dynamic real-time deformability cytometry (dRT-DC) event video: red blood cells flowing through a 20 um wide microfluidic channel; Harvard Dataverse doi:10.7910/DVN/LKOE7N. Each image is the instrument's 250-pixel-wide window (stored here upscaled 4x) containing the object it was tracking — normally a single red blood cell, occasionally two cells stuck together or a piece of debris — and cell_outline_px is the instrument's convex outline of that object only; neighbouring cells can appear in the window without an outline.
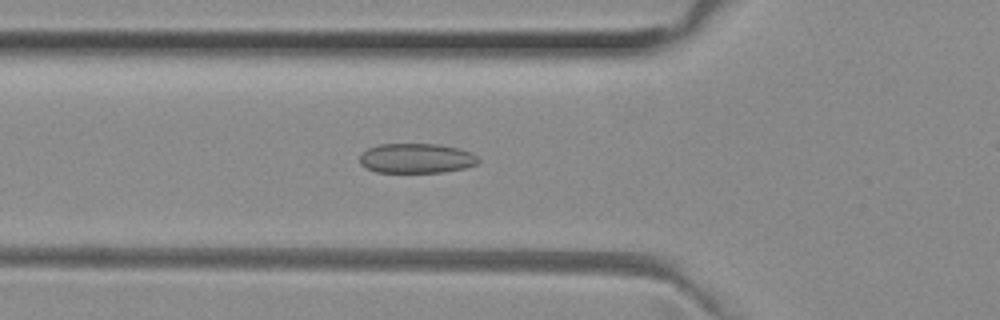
{"species": "common noctule bat (a hibernating species)", "species_latin": "Nyctalus noctula", "temperature_condition": "room temperature", "stored_images_in_passage": 42, "camera_frame_rate_fps": 3000, "um_per_image_px": 0.085, "animal": {"sex": "female", "body_mass_g": 29.2, "forearm_length_mm": 56.3}, "frame": {"image": 1, "passage_image": 18, "time_ms": 5.667, "image_size_px": [1000, 320], "cell_outline_px": [[480, 160], [476, 164], [464, 168], [444, 172], [376, 172], [364, 168], [360, 164], [360, 156], [368, 148], [376, 144], [440, 144], [472, 152]], "centroid_in_image_um": [35.37, 13.45], "position_along_channel_um": 90.4, "area_um2": 20.63}}
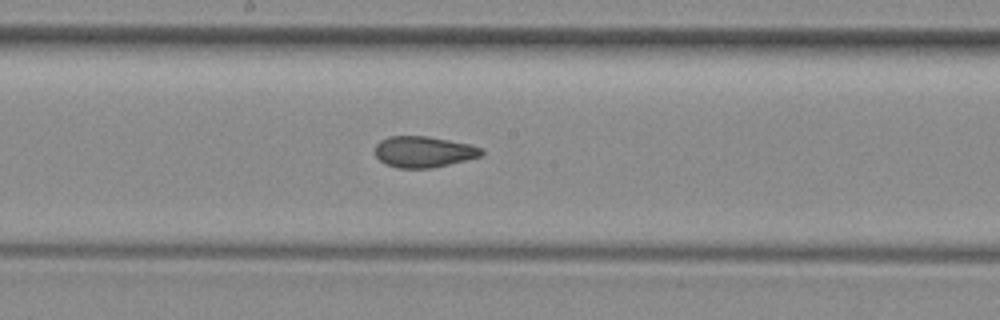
{"frame": {"image": 2, "passage_image": 27, "time_ms": 8.667, "image_size_px": [1000, 320], "cell_outline_px": [[484, 156], [432, 168], [396, 168], [384, 164], [376, 156], [376, 144], [380, 140], [388, 136], [428, 136], [468, 144], [484, 148]], "centroid_in_image_um": [36.03, 12.91], "position_along_channel_um": 212.2, "area_um2": 19.48}}
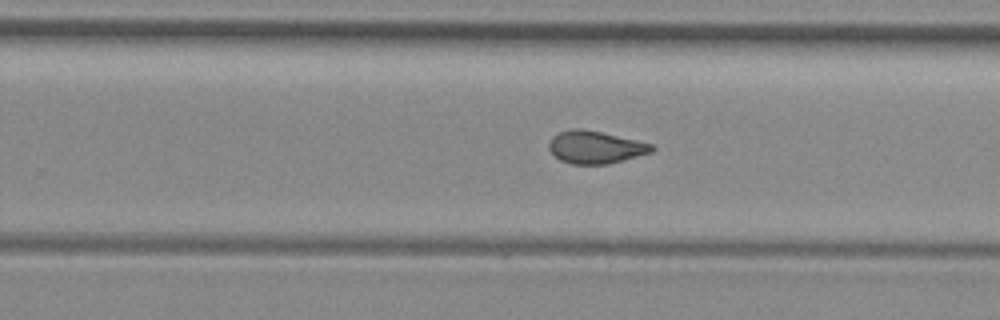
{"frame": {"image": 3, "passage_image": 32, "time_ms": 10.333, "image_size_px": [1000, 320], "cell_outline_px": [[656, 148], [652, 152], [624, 160], [608, 164], [572, 164], [560, 160], [548, 148], [548, 144], [552, 136], [568, 128], [580, 128], [600, 132], [636, 140], [652, 144]], "centroid_in_image_um": [50.6, 12.51], "position_along_channel_um": 279.2, "area_um2": 19.48}}